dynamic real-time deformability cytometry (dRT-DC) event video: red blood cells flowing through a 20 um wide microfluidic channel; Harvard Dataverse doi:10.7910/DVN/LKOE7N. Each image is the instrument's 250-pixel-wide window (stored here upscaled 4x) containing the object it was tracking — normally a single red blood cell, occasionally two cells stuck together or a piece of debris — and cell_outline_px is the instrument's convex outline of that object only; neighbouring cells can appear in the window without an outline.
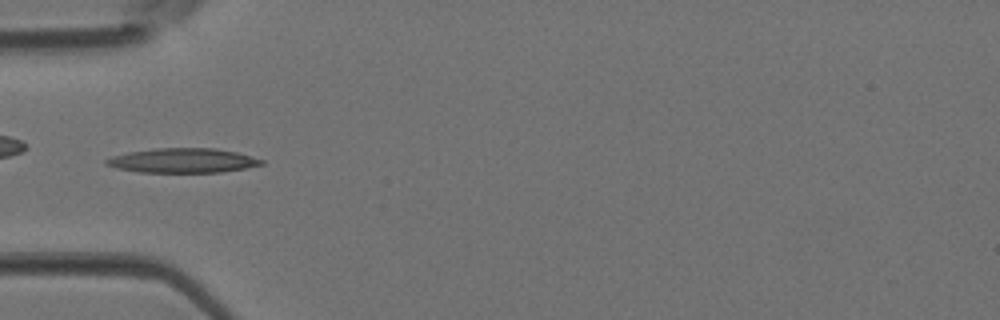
{"species": "Egyptian fruit bat (a non-hibernating species)", "species_latin": "Rousettus aegyptiacus", "temperature_condition": "room temperature", "stored_images_in_passage": 4, "camera_frame_rate_fps": 3000, "um_per_image_px": 0.085, "animal": {"sex": "female"}, "frame": {"image": 1, "passage_image": 4, "time_ms": 1.0, "image_size_px": [1000, 320], "cell_outline_px": [[264, 164], [244, 168], [220, 172], [140, 172], [116, 168], [104, 164], [104, 160], [112, 156], [128, 152], [156, 148], [216, 148], [236, 152], [264, 160]], "centroid_in_image_um": [15.5, 13.64], "position_along_channel_um": 69.5, "area_um2": 22.08}}